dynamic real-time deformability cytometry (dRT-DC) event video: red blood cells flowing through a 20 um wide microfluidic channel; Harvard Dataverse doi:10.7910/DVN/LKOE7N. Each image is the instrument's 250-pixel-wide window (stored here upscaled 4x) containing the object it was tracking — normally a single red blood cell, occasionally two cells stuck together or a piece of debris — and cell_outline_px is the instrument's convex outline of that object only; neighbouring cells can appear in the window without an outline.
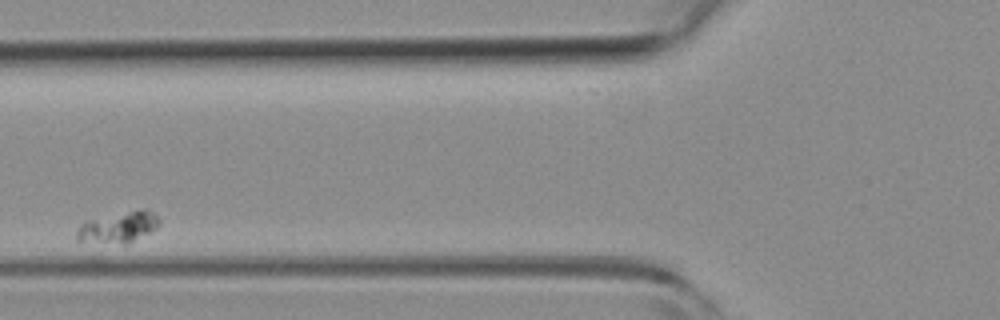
{"species": "common noctule bat (a hibernating species)", "species_latin": "Nyctalus noctula", "temperature_condition": "room temperature", "stored_images_in_passage": 8, "camera_frame_rate_fps": 3000, "um_per_image_px": 0.085, "animal": {"sex": "female", "body_mass_g": 19.3, "forearm_length_mm": 54.1}, "frame": {"image": 1, "passage_image": 4, "time_ms": 1.0, "image_size_px": [1000, 320], "cell_outline_px": [[160, 224], [156, 228], [128, 244], [76, 244], [76, 232], [80, 224], [92, 220], [144, 208], [148, 208], [160, 220]], "centroid_in_image_um": [10.0, 19.39], "position_along_channel_um": 115.8, "area_um2": 15.14}}
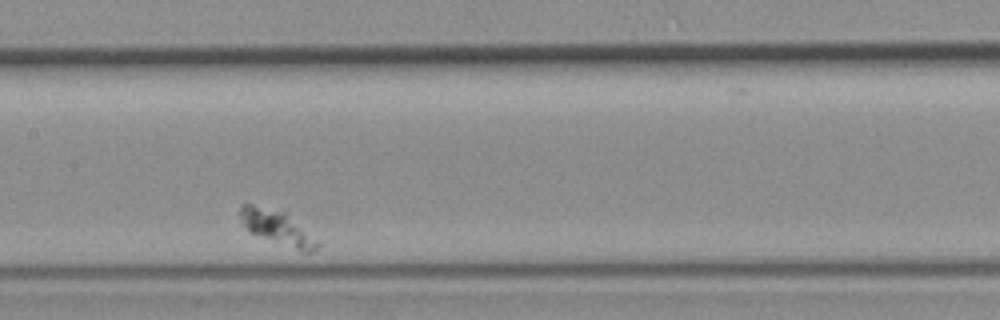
{"frame": {"image": 2, "passage_image": 6, "time_ms": 1.667, "image_size_px": [1000, 320], "cell_outline_px": [[320, 248], [312, 252], [300, 252], [248, 232], [240, 224], [240, 204], [252, 204], [288, 208], [320, 240]], "centroid_in_image_um": [23.66, 19.29], "position_along_channel_um": 183.7, "area_um2": 17.34}}
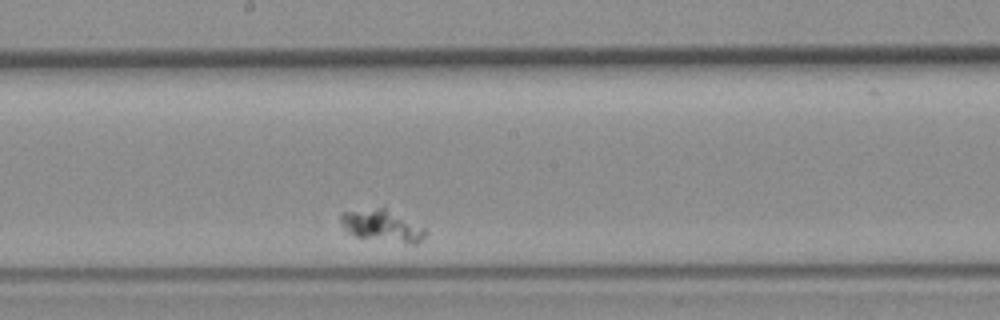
{"frame": {"image": 3, "passage_image": 7, "time_ms": 2.0, "image_size_px": [1000, 320], "cell_outline_px": [[428, 232], [416, 244], [412, 244], [356, 236], [348, 232], [340, 224], [340, 216], [344, 212], [384, 204], [428, 228]], "centroid_in_image_um": [32.54, 19.11], "position_along_channel_um": 215.7, "area_um2": 16.53}}